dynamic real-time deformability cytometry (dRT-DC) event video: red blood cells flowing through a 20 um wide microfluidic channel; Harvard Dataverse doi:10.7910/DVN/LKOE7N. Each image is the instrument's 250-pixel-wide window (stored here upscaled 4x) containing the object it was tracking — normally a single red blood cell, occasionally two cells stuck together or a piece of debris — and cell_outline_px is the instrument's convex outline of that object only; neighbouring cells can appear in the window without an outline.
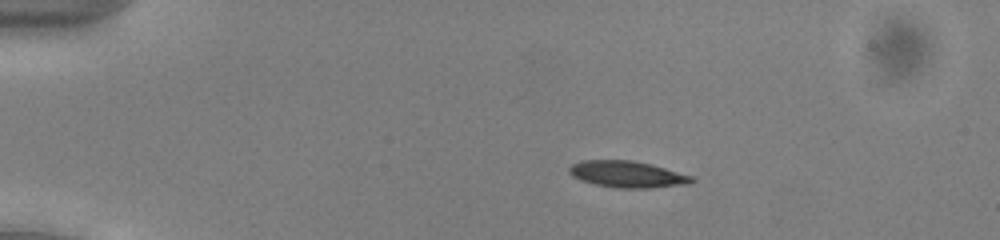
{"species": "common noctule bat (a hibernating species)", "species_latin": "Nyctalus noctula", "temperature_condition": "cold", "stored_images_in_passage": 53, "camera_frame_rate_fps": 3000, "um_per_image_px": 0.085, "animal": {"sex": "male", "body_mass_g": 13.0, "forearm_length_mm": 53.1}, "frame": {"image": 1, "passage_image": 11, "time_ms": 3.333, "image_size_px": [1000, 240], "cell_outline_px": [[696, 180], [688, 184], [652, 188], [616, 188], [596, 184], [580, 180], [572, 176], [568, 172], [568, 168], [572, 164], [584, 160], [632, 160], [652, 164], [692, 176]], "centroid_in_image_um": [53.32, 14.81], "position_along_channel_um": 31.7, "area_um2": 19.02}}
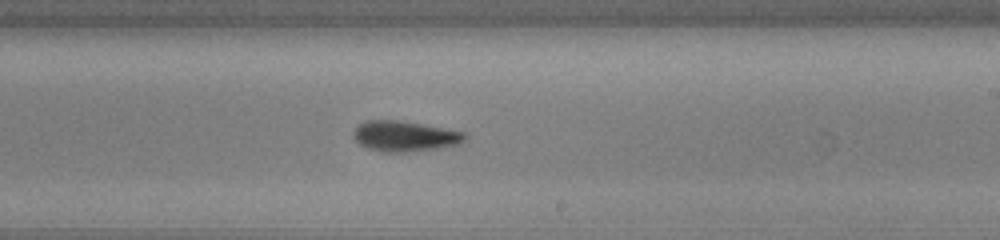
{"frame": {"image": 2, "passage_image": 33, "time_ms": 10.667, "image_size_px": [1000, 240], "cell_outline_px": [[468, 136], [460, 144], [436, 148], [408, 152], [380, 152], [368, 148], [360, 144], [352, 136], [352, 132], [360, 124], [368, 120], [400, 120], [468, 132]], "centroid_in_image_um": [34.43, 11.57], "position_along_channel_um": 254.6, "area_um2": 19.94}}
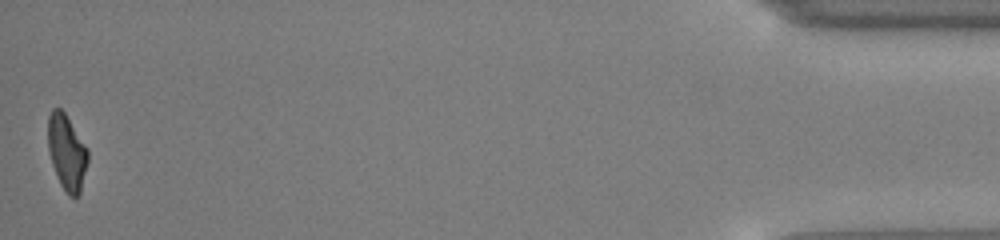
{"frame": {"image": 3, "passage_image": 53, "time_ms": 17.333, "image_size_px": [1000, 240], "cell_outline_px": [[88, 160], [80, 192], [76, 196], [68, 196], [60, 184], [52, 164], [48, 152], [48, 116], [52, 108], [60, 108], [64, 112], [88, 148]], "centroid_in_image_um": [5.67, 12.93], "position_along_channel_um": 429.5, "area_um2": 17.51}, "authors_computed_cell_mechanics": {"area_um2": 18.8428, "velocity_mm_per_s": 3.9362, "shape_relaxation_time_tau1_ms": 2.5863, "shape_relaxation_time_tau2_ms": 2.117, "deformation_change_tau1": 0.1395, "deformation_change_tau2": 0.0897}}